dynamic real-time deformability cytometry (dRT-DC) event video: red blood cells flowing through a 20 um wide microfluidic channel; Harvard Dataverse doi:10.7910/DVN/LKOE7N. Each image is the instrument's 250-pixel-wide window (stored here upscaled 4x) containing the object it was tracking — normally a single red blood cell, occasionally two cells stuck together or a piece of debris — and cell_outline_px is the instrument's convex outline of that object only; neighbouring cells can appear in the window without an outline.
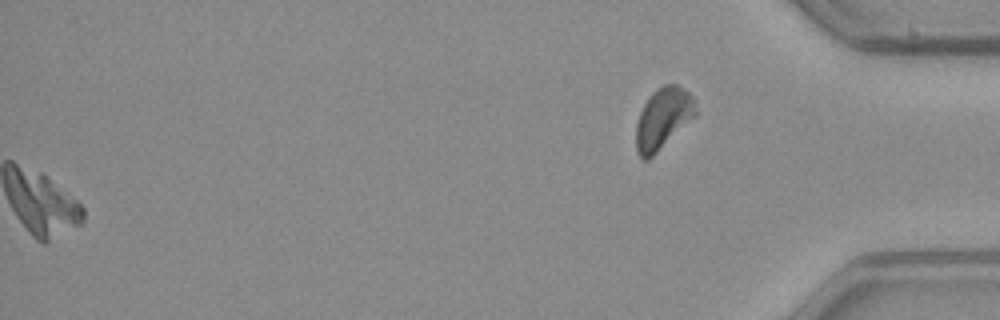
{"species": "common noctule bat (a hibernating species)", "species_latin": "Nyctalus noctula", "temperature_condition": "warm", "stored_images_in_passage": 40, "camera_frame_rate_fps": 3000, "um_per_image_px": 0.085, "animal": {"sex": "male", "body_mass_g": 23.1, "forearm_length_mm": 52.7}, "frame": {"image": 1, "passage_image": 40, "time_ms": 13.0, "image_size_px": [1000, 320], "cell_outline_px": [[696, 116], [648, 160], [644, 160], [636, 152], [636, 124], [640, 112], [644, 104], [652, 92], [664, 84], [676, 84], [688, 92], [696, 100]], "centroid_in_image_um": [56.36, 10.06], "position_along_channel_um": 378.8, "area_um2": 21.21}}